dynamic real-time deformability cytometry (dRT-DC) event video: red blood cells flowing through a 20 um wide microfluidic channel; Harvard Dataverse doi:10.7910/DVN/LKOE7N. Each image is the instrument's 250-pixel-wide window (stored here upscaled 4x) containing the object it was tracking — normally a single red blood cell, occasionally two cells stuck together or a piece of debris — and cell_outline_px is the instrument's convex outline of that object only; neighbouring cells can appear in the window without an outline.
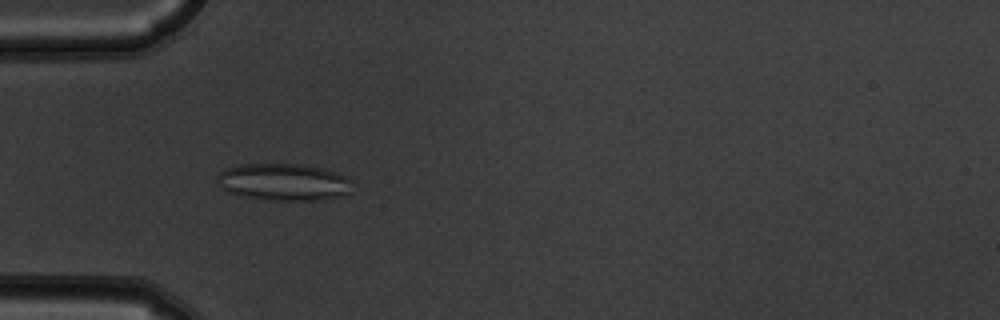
{"species": "common noctule bat (a hibernating species)", "species_latin": "Nyctalus noctula", "temperature_condition": "warm", "stored_images_in_passage": 4, "camera_frame_rate_fps": 3000, "um_per_image_px": 0.085, "animal": {"sex": "male", "body_mass_g": 19.5, "forearm_length_mm": 54.6}, "frame": {"image": 1, "passage_image": 3, "time_ms": 0.667, "image_size_px": [1000, 320], "cell_outline_px": [[352, 180], [348, 192], [336, 196], [320, 200], [272, 200], [244, 196], [228, 192], [220, 188], [216, 184], [216, 176], [224, 168], [240, 164], [300, 164], [324, 168], [336, 172]], "centroid_in_image_um": [24.03, 15.46], "position_along_channel_um": 61.0, "area_um2": 29.19}}
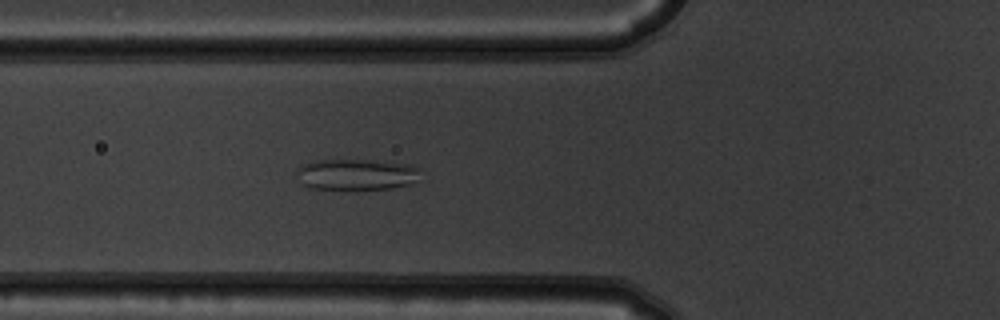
{"frame": {"image": 2, "passage_image": 4, "time_ms": 1.0, "image_size_px": [1000, 320], "cell_outline_px": [[420, 168], [416, 180], [412, 184], [392, 188], [308, 188], [304, 184], [296, 172], [296, 168], [304, 164], [320, 160], [372, 160], [412, 164]], "centroid_in_image_um": [30.34, 14.81], "position_along_channel_um": 95.5, "area_um2": 22.08}}